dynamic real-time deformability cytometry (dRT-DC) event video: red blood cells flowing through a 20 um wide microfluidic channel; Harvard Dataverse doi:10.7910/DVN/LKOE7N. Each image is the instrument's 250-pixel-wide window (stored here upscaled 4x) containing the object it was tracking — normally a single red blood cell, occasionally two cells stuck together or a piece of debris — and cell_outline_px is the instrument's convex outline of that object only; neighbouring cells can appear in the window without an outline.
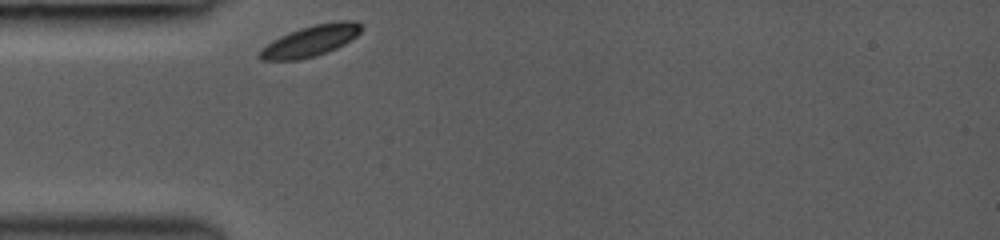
{"species": "common noctule bat (a hibernating species)", "species_latin": "Nyctalus noctula", "temperature_condition": "room temperature", "stored_images_in_passage": 1, "camera_frame_rate_fps": 3000, "um_per_image_px": 0.085, "animal": {"sex": "female", "body_mass_g": 19.0, "forearm_length_mm": 53.3}, "frame": {"image": 1, "passage_image": 1, "time_ms": 0.0, "image_size_px": [1000, 240], "cell_outline_px": [[364, 28], [356, 36], [344, 44], [328, 52], [316, 56], [300, 60], [260, 60], [256, 56], [256, 52], [260, 48], [280, 36], [300, 28], [316, 24], [340, 20], [356, 20]], "centroid_in_image_um": [26.37, 3.48], "position_along_channel_um": 58.6, "area_um2": 18.61}}